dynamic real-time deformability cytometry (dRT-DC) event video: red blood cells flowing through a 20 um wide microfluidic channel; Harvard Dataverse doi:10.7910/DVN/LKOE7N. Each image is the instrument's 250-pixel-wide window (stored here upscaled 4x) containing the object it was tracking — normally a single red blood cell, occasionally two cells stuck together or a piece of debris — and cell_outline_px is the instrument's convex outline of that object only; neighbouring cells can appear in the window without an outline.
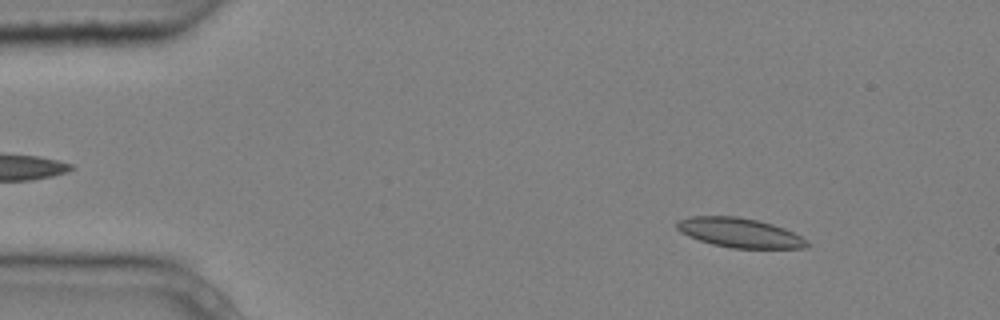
{"species": "common noctule bat (a hibernating species)", "species_latin": "Nyctalus noctula", "temperature_condition": "cold", "stored_images_in_passage": 3, "camera_frame_rate_fps": 3000, "um_per_image_px": 0.085, "animal": {"sex": "male", "body_mass_g": 20.4}, "frame": {"image": 1, "passage_image": 1, "time_ms": 0.0, "image_size_px": [1000, 320], "cell_outline_px": [[812, 244], [808, 248], [732, 248], [712, 244], [688, 236], [680, 232], [676, 228], [676, 220], [688, 216], [736, 216], [756, 220], [772, 224], [784, 228], [808, 240]], "centroid_in_image_um": [62.86, 19.78], "position_along_channel_um": 22.1, "area_um2": 22.48}}